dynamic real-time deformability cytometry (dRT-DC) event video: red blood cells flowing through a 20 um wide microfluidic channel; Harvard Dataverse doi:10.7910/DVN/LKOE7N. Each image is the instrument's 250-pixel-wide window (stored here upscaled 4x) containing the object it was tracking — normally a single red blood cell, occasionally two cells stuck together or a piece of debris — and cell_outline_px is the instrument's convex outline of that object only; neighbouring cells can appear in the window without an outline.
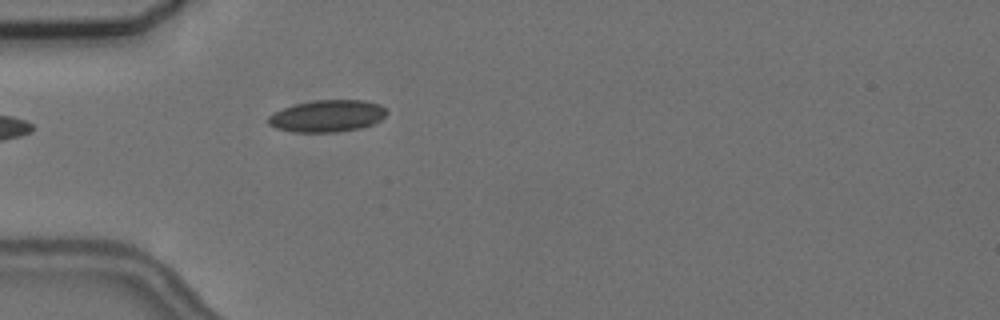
{"species": "common noctule bat (a hibernating species)", "species_latin": "Nyctalus noctula", "temperature_condition": "cold", "stored_images_in_passage": 1, "camera_frame_rate_fps": 3000, "um_per_image_px": 0.085, "animal": {"sex": "female", "body_mass_g": 24.6, "forearm_length_mm": 56.2}, "frame": {"image": 1, "passage_image": 1, "time_ms": 0.0, "image_size_px": [1000, 320], "cell_outline_px": [[388, 112], [376, 124], [360, 128], [336, 132], [292, 132], [276, 128], [268, 124], [268, 116], [284, 108], [296, 104], [316, 100], [364, 100], [380, 104], [388, 108]], "centroid_in_image_um": [27.87, 9.86], "position_along_channel_um": 57.1, "area_um2": 22.14}}